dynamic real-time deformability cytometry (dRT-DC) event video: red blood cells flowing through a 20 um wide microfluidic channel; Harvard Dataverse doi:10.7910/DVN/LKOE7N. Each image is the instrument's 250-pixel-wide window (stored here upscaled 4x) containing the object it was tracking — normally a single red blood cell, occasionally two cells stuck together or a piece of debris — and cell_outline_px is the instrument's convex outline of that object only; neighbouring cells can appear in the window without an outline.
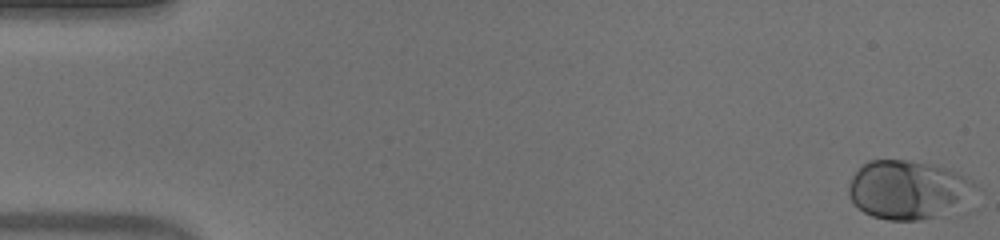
{"species": "human", "species_latin": "Homo sapiens", "temperature_condition": "warm", "stored_images_in_passage": 52, "camera_frame_rate_fps": 3000, "um_per_image_px": 0.085, "donor": {"sex": "male"}, "frame": {"image": 1, "passage_image": 1, "time_ms": 0.0, "image_size_px": [1000, 240], "cell_outline_px": [[980, 188], [972, 212], [960, 216], [920, 220], [888, 220], [872, 216], [864, 212], [848, 196], [848, 184], [852, 176], [868, 160], [908, 160], [928, 164], [944, 168], [956, 172], [972, 180]], "centroid_in_image_um": [77.46, 16.22], "position_along_channel_um": 7.5, "area_um2": 45.95}}
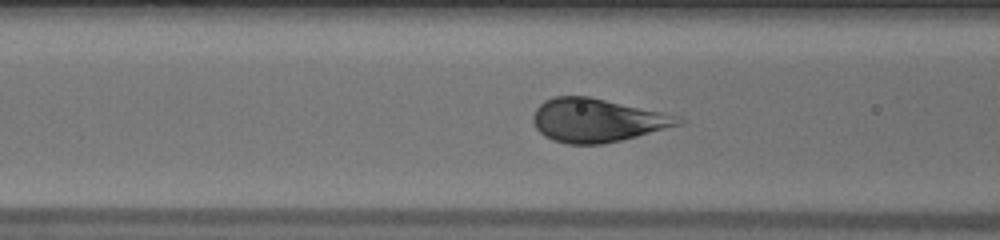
{"frame": {"image": 2, "passage_image": 21, "time_ms": 6.667, "image_size_px": [1000, 240], "cell_outline_px": [[684, 124], [604, 144], [568, 144], [552, 140], [544, 136], [536, 128], [532, 120], [532, 116], [536, 108], [544, 100], [552, 96], [588, 96], [680, 116], [684, 120]], "centroid_in_image_um": [50.73, 10.22], "position_along_channel_um": 115.9, "area_um2": 36.76}}
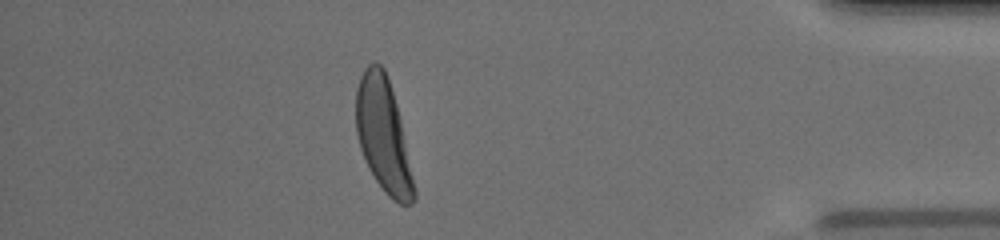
{"frame": {"image": 3, "passage_image": 46, "time_ms": 15.0, "image_size_px": [1000, 240], "cell_outline_px": [[416, 200], [412, 204], [400, 204], [392, 200], [384, 192], [368, 168], [360, 148], [356, 132], [356, 88], [360, 76], [364, 68], [372, 60], [376, 60], [384, 68], [396, 104], [400, 120], [416, 192]], "centroid_in_image_um": [32.56, 11.49], "position_along_channel_um": 402.6, "area_um2": 38.21}, "authors_computed_cell_mechanics": {"area_um2": 38.5526, "velocity_mm_per_s": 3.9331, "shape_relaxation_time_tau1_ms": 2.0309, "shape_relaxation_time_tau2_ms": null, "deformation_change_tau1": 0.1515, "deformation_change_tau2": null}}